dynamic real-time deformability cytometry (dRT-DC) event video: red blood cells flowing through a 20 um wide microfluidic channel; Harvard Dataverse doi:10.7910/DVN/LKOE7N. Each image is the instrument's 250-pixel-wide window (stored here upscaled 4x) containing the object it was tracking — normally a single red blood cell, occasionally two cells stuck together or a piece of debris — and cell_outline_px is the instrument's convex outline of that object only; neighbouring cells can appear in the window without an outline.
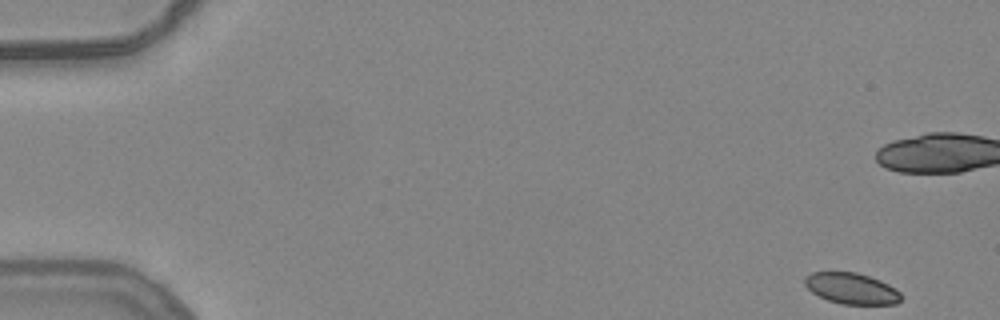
{"species": "common noctule bat (a hibernating species)", "species_latin": "Nyctalus noctula", "temperature_condition": "warm", "stored_images_in_passage": 53, "camera_frame_rate_fps": 3000, "um_per_image_px": 0.085, "animal": {"sex": "female", "body_mass_g": 24.6, "forearm_length_mm": 56.2}, "frame": {"image": 1, "passage_image": 1, "time_ms": 0.0, "image_size_px": [1000, 320], "cell_outline_px": [[900, 300], [896, 304], [840, 304], [828, 300], [812, 292], [804, 284], [804, 276], [812, 272], [856, 272], [880, 280], [896, 288], [900, 292]], "centroid_in_image_um": [72.37, 24.51], "position_along_channel_um": 12.6, "area_um2": 17.4}}